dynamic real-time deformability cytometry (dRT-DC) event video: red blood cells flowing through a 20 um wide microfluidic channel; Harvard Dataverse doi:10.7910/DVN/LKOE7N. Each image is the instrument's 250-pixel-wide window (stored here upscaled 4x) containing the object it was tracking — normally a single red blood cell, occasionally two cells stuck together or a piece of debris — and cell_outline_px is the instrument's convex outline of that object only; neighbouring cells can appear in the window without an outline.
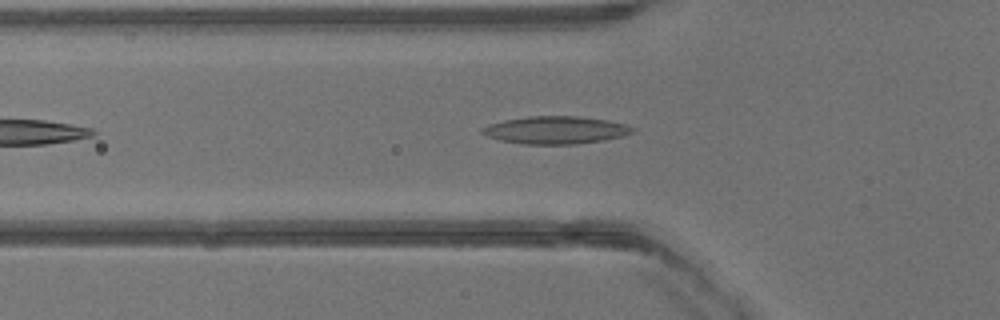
{"species": "common noctule bat (a hibernating species)", "species_latin": "Nyctalus noctula", "temperature_condition": "warm", "stored_images_in_passage": 31, "camera_frame_rate_fps": 3000, "um_per_image_px": 0.085, "animal": {"sex": "male", "body_mass_g": 13.3}, "frame": {"image": 1, "passage_image": 5, "time_ms": 1.333, "image_size_px": [1000, 320], "cell_outline_px": [[636, 128], [632, 132], [624, 136], [604, 140], [576, 144], [524, 144], [500, 140], [488, 136], [480, 132], [480, 128], [488, 124], [504, 120], [528, 116], [580, 116], [608, 120], [628, 124]], "centroid_in_image_um": [47.25, 11.05], "position_along_channel_um": 78.6, "area_um2": 24.39}}
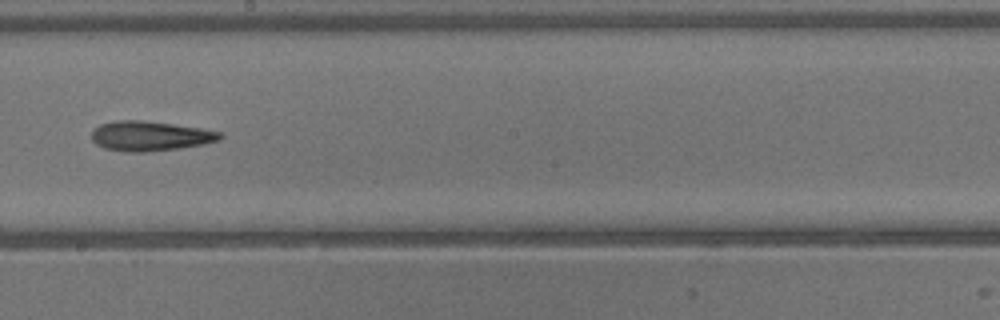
{"frame": {"image": 2, "passage_image": 14, "time_ms": 4.333, "image_size_px": [1000, 320], "cell_outline_px": [[224, 136], [220, 140], [204, 144], [180, 148], [144, 152], [124, 152], [104, 148], [96, 144], [92, 140], [92, 132], [100, 124], [116, 120], [140, 120], [172, 124], [200, 128], [224, 132]], "centroid_in_image_um": [12.78, 11.56], "position_along_channel_um": 235.4, "area_um2": 22.37}}
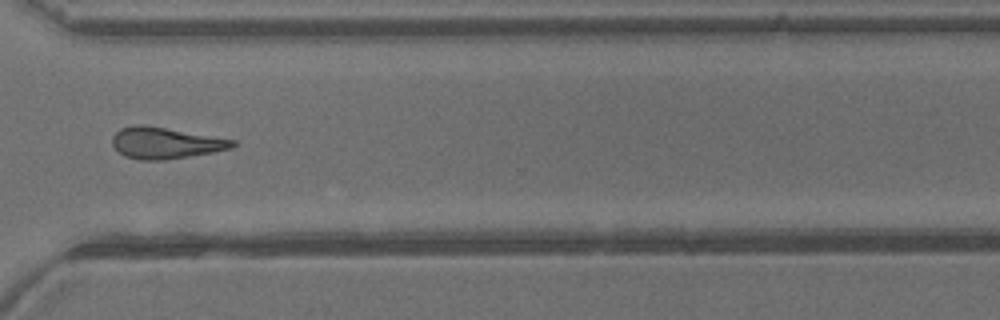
{"frame": {"image": 3, "passage_image": 21, "time_ms": 6.667, "image_size_px": [1000, 320], "cell_outline_px": [[236, 144], [232, 148], [212, 152], [164, 160], [140, 160], [124, 156], [112, 144], [112, 136], [120, 128], [132, 124], [140, 124], [236, 140]], "centroid_in_image_um": [14.02, 12.15], "position_along_channel_um": 356.6, "area_um2": 21.73}}